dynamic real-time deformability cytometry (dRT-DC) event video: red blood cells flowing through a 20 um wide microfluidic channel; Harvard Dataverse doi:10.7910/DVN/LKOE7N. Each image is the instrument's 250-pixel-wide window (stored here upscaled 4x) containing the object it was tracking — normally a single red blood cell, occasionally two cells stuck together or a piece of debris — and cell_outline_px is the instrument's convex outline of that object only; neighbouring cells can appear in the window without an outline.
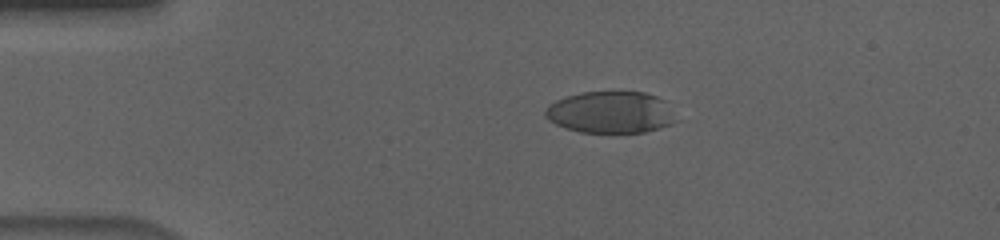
{"species": "human", "species_latin": "Homo sapiens", "temperature_condition": "cold", "stored_images_in_passage": 56, "camera_frame_rate_fps": 3000, "um_per_image_px": 0.085, "donor": {"sex": "male"}, "frame": {"image": 1, "passage_image": 11, "time_ms": 3.333, "image_size_px": [1000, 240], "cell_outline_px": [[672, 124], [660, 128], [644, 132], [580, 132], [564, 128], [548, 120], [544, 116], [544, 112], [548, 104], [556, 100], [580, 92], [644, 92], [656, 96], [664, 100], [672, 120]], "centroid_in_image_um": [51.8, 9.54], "position_along_channel_um": 33.2, "area_um2": 31.39}}
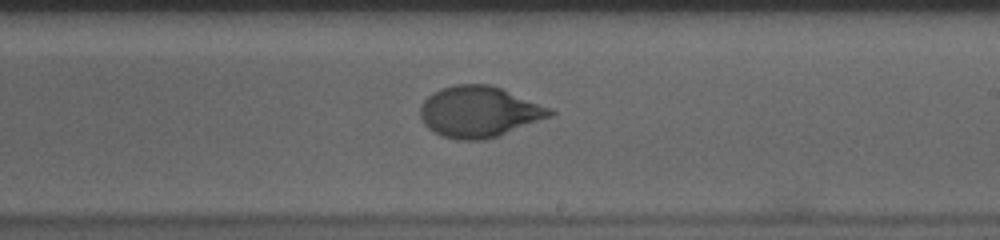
{"frame": {"image": 2, "passage_image": 33, "time_ms": 10.667, "image_size_px": [1000, 240], "cell_outline_px": [[556, 112], [552, 116], [500, 136], [484, 140], [456, 140], [444, 136], [428, 128], [424, 124], [420, 116], [420, 108], [424, 100], [432, 92], [440, 88], [456, 84], [488, 84], [500, 88], [552, 108]], "centroid_in_image_um": [40.73, 9.51], "position_along_channel_um": 248.3, "area_um2": 38.67}}
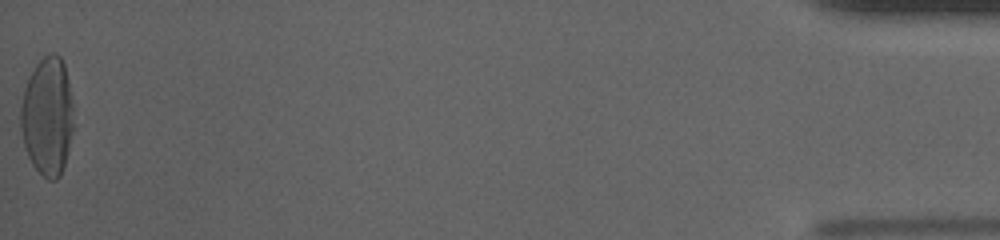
{"frame": {"image": 3, "passage_image": 56, "time_ms": 18.333, "image_size_px": [1000, 240], "cell_outline_px": [[72, 128], [68, 148], [64, 164], [60, 176], [56, 180], [48, 180], [32, 164], [28, 156], [24, 144], [20, 128], [20, 108], [24, 88], [28, 76], [36, 64], [48, 52], [56, 52], [60, 56], [64, 64], [68, 80], [72, 104]], "centroid_in_image_um": [4.0, 9.85], "position_along_channel_um": 431.2, "area_um2": 36.41}, "authors_computed_cell_mechanics": {"area_um2": 36.8475, "velocity_mm_per_s": 3.6258, "shape_relaxation_time_tau1_ms": 4.6776, "shape_relaxation_time_tau2_ms": null, "deformation_change_tau1": 0.2051, "deformation_change_tau2": null}}